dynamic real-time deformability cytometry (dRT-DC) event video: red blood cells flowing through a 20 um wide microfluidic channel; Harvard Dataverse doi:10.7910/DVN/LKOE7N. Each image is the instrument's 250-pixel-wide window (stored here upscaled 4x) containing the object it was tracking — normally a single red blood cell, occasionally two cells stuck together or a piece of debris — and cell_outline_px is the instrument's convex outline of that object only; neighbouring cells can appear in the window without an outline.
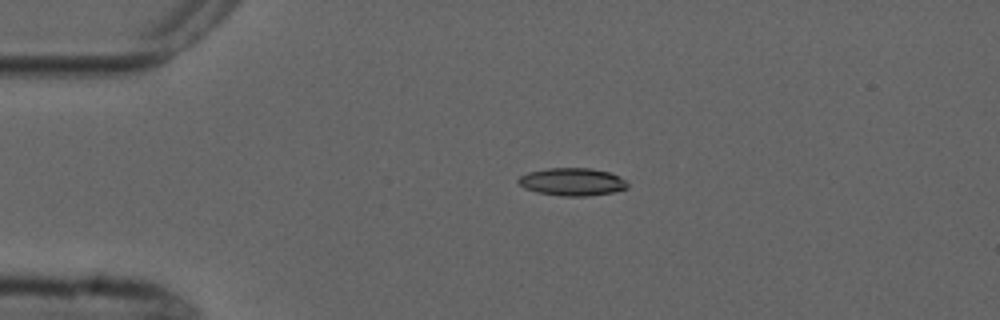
{"species": "common noctule bat (a hibernating species)", "species_latin": "Nyctalus noctula", "temperature_condition": "cold", "stored_images_in_passage": 3, "camera_frame_rate_fps": 3000, "um_per_image_px": 0.085, "animal": {"sex": "male", "forearm_length_mm": 52.5}, "frame": {"image": 1, "passage_image": 2, "time_ms": 1.333, "image_size_px": [1000, 320], "cell_outline_px": [[628, 188], [612, 192], [588, 196], [560, 196], [536, 192], [524, 188], [516, 180], [520, 176], [528, 172], [548, 168], [592, 168], [608, 172], [620, 176], [628, 180]], "centroid_in_image_um": [48.65, 15.45], "position_along_channel_um": 36.3, "area_um2": 17.8}}